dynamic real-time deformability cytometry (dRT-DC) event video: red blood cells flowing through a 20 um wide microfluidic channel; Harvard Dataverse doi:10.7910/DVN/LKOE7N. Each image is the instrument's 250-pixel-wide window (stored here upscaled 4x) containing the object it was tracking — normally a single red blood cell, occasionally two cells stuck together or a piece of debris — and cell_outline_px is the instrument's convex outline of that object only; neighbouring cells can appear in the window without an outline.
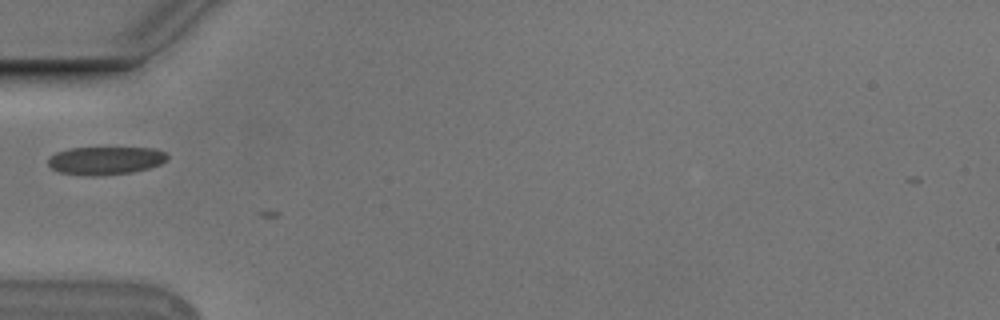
{"species": "Egyptian fruit bat (a non-hibernating species)", "species_latin": "Rousettus aegyptiacus", "temperature_condition": "cold", "stored_images_in_passage": 3, "camera_frame_rate_fps": 3000, "um_per_image_px": 0.085, "animal": {"sex": "male"}, "frame": {"image": 1, "passage_image": 1, "time_ms": 0.0, "image_size_px": [1000, 320], "cell_outline_px": [[168, 160], [160, 164], [148, 168], [132, 172], [96, 176], [92, 176], [60, 172], [52, 168], [48, 164], [48, 160], [56, 152], [68, 148], [156, 148], [168, 152]], "centroid_in_image_um": [9.02, 13.64], "position_along_channel_um": 76.0, "area_um2": 19.48}}